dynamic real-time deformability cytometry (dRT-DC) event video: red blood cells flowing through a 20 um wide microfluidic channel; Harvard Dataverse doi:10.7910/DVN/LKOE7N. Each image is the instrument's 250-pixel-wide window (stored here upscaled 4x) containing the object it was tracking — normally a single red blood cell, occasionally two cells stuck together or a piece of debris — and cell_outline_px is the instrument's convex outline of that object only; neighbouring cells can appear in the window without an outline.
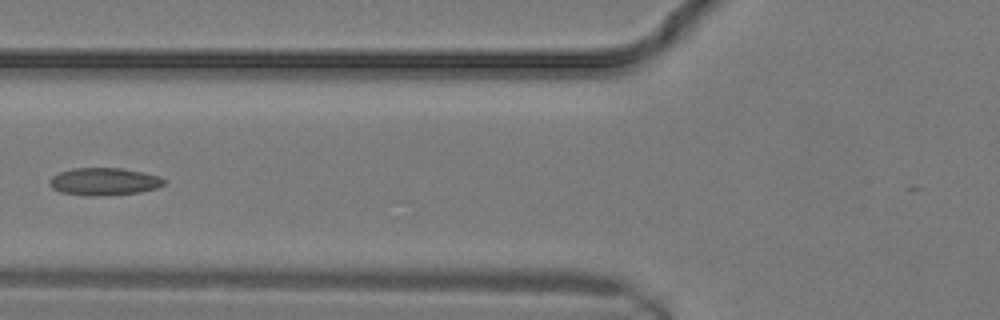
{"species": "common noctule bat (a hibernating species)", "species_latin": "Nyctalus noctula", "temperature_condition": "warm", "stored_images_in_passage": 14, "camera_frame_rate_fps": 3000, "um_per_image_px": 0.085, "animal": {"sex": "male", "body_mass_g": 19.2, "forearm_length_mm": 51.8}, "frame": {"image": 1, "passage_image": 10, "time_ms": 3.0, "image_size_px": [1000, 320], "cell_outline_px": [[168, 180], [164, 184], [156, 188], [140, 192], [92, 196], [84, 196], [60, 192], [52, 188], [48, 184], [48, 180], [52, 176], [60, 172], [72, 168], [120, 168], [140, 172], [156, 176]], "centroid_in_image_um": [8.79, 15.43], "position_along_channel_um": 117.0, "area_um2": 18.26}}
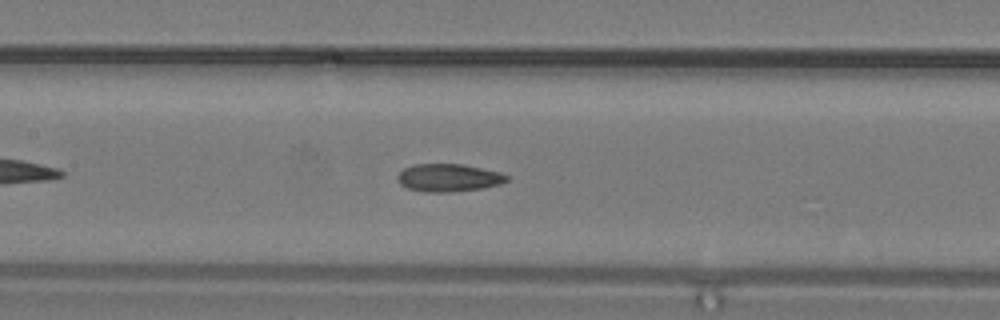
{"frame": {"image": 2, "passage_image": 12, "time_ms": 3.667, "image_size_px": [1000, 320], "cell_outline_px": [[508, 180], [500, 184], [480, 188], [448, 192], [424, 192], [408, 188], [400, 184], [396, 180], [396, 176], [404, 168], [412, 164], [464, 164], [500, 172], [508, 176]], "centroid_in_image_um": [38.09, 15.1], "position_along_channel_um": 169.3, "area_um2": 17.69}}
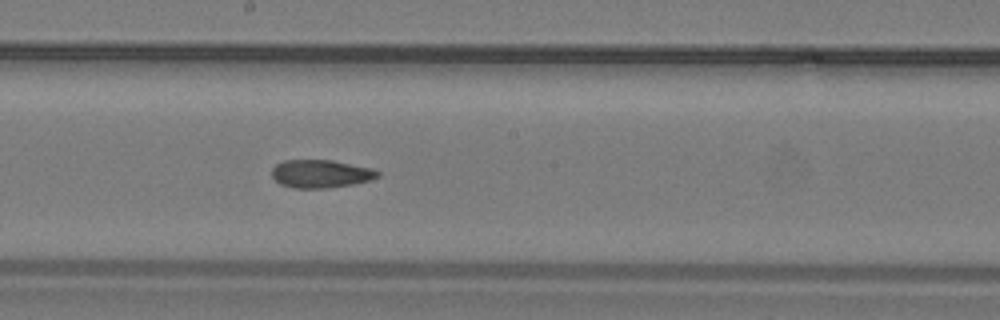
{"frame": {"image": 3, "passage_image": 14, "time_ms": 4.333, "image_size_px": [1000, 320], "cell_outline_px": [[380, 176], [372, 180], [352, 184], [328, 188], [296, 188], [280, 184], [272, 176], [272, 168], [276, 164], [284, 160], [332, 160], [372, 168], [380, 172]], "centroid_in_image_um": [27.28, 14.77], "position_along_channel_um": 220.9, "area_um2": 17.34}}